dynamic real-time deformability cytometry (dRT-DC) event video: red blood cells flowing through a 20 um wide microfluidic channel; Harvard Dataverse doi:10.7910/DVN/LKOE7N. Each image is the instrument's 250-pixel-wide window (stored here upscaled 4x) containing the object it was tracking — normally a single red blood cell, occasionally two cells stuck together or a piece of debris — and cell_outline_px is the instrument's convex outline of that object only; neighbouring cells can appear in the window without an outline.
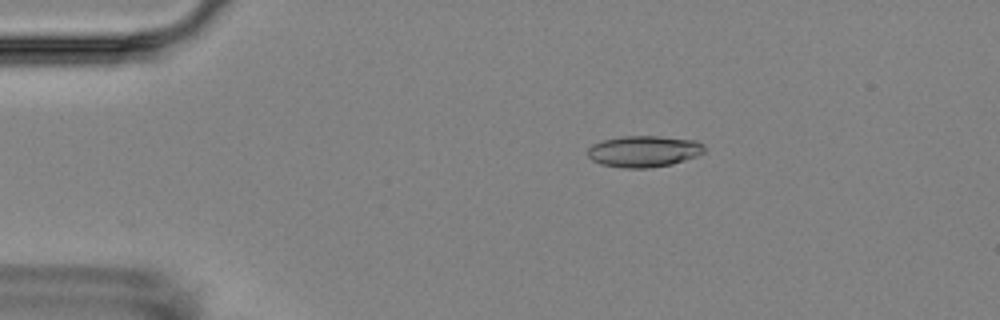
{"species": "Egyptian fruit bat (a non-hibernating species)", "species_latin": "Rousettus aegyptiacus", "temperature_condition": "room temperature", "stored_images_in_passage": 9, "camera_frame_rate_fps": 3000, "um_per_image_px": 0.085, "animal": {"sex": "female"}, "frame": {"image": 1, "passage_image": 4, "time_ms": 3.333, "image_size_px": [1000, 320], "cell_outline_px": [[704, 152], [700, 156], [672, 164], [648, 168], [624, 168], [600, 164], [592, 160], [588, 156], [588, 148], [592, 144], [604, 140], [624, 136], [660, 136], [696, 140], [704, 144]], "centroid_in_image_um": [54.76, 12.86], "position_along_channel_um": 30.2, "area_um2": 21.5}}
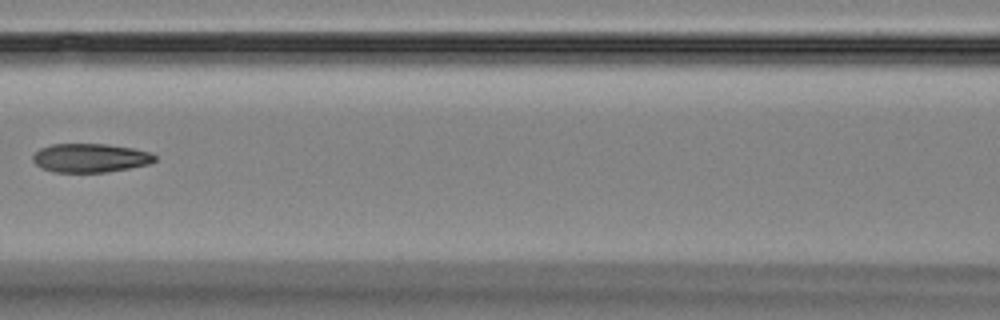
{"frame": {"image": 2, "passage_image": 8, "time_ms": 8.333, "image_size_px": [1000, 320], "cell_outline_px": [[156, 160], [148, 164], [108, 172], [52, 172], [40, 168], [32, 160], [32, 156], [40, 148], [52, 144], [108, 144], [132, 148], [152, 152], [156, 156]], "centroid_in_image_um": [7.66, 13.42], "position_along_channel_um": 158.9, "area_um2": 20.58}}
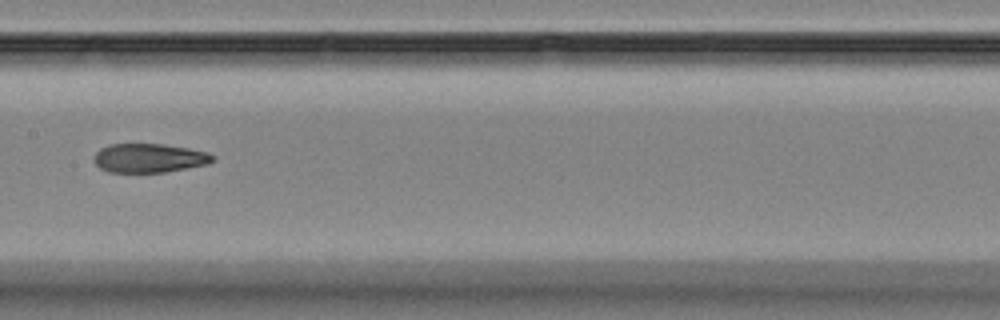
{"frame": {"image": 3, "passage_image": 9, "time_ms": 9.333, "image_size_px": [1000, 320], "cell_outline_px": [[216, 160], [208, 164], [164, 172], [108, 172], [100, 168], [92, 160], [96, 152], [100, 148], [108, 144], [164, 144], [188, 148], [208, 152], [216, 156]], "centroid_in_image_um": [12.69, 13.43], "position_along_channel_um": 194.7, "area_um2": 20.23}}